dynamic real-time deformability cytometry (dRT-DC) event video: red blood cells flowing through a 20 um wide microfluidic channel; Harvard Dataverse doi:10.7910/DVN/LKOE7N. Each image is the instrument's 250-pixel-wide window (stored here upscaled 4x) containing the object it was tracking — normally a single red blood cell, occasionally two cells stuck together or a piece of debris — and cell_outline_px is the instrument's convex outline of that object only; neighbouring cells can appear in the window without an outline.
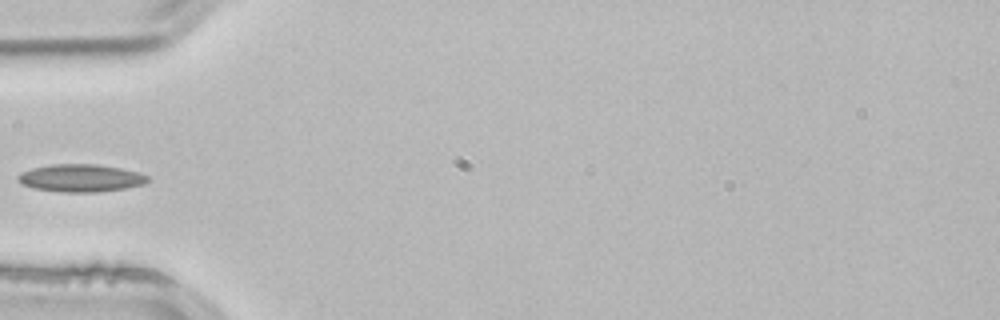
{"species": "common noctule bat (a hibernating species)", "species_latin": "Nyctalus noctula", "temperature_condition": "room temperature", "stored_images_in_passage": 3, "camera_frame_rate_fps": 3000, "um_per_image_px": 0.085, "animal": {"sex": "male", "body_mass_g": 21.5, "forearm_length_mm": 52.0}, "frame": {"image": 1, "passage_image": 3, "time_ms": 0.667, "image_size_px": [1000, 320], "cell_outline_px": [[152, 180], [144, 184], [124, 188], [100, 192], [60, 192], [32, 188], [20, 184], [16, 180], [16, 176], [20, 172], [32, 168], [52, 164], [96, 164], [120, 168], [136, 172], [148, 176]], "centroid_in_image_um": [6.81, 15.14], "position_along_channel_um": 78.2, "area_um2": 21.1}}